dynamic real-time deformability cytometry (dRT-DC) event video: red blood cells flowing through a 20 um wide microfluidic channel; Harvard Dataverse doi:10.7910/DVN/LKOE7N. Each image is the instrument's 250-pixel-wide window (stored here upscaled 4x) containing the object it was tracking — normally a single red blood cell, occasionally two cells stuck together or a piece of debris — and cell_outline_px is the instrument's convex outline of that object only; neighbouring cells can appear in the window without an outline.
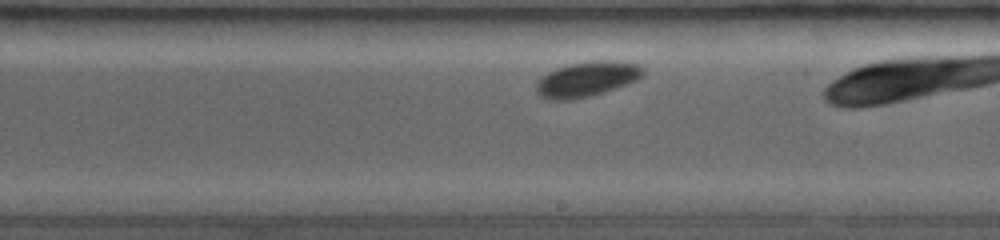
{"species": "common noctule bat (a hibernating species)", "species_latin": "Nyctalus noctula", "temperature_condition": "room temperature", "stored_images_in_passage": 25, "camera_frame_rate_fps": 3500, "um_per_image_px": 0.085, "animal": {"sex": "female", "body_mass_g": 19.0, "forearm_length_mm": 53.3}, "frame": {"image": 1, "passage_image": 14, "time_ms": 2.571, "image_size_px": [1000, 240], "cell_outline_px": [[644, 76], [636, 80], [588, 96], [564, 100], [556, 100], [540, 96], [536, 92], [536, 84], [548, 72], [556, 68], [568, 64], [588, 60], [620, 60], [640, 64], [644, 68]], "centroid_in_image_um": [49.92, 6.67], "position_along_channel_um": 239.1, "area_um2": 21.62}}
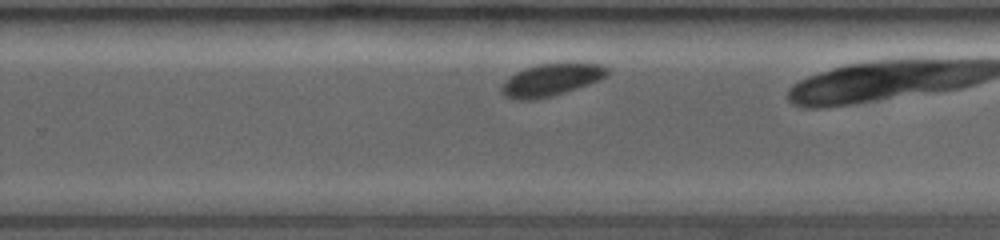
{"frame": {"image": 2, "passage_image": 17, "time_ms": 3.714, "image_size_px": [1000, 240], "cell_outline_px": [[608, 72], [604, 76], [588, 84], [564, 92], [548, 96], [528, 100], [524, 100], [508, 96], [500, 92], [500, 88], [516, 72], [524, 68], [540, 64], [604, 64], [608, 68]], "centroid_in_image_um": [46.84, 6.78], "position_along_channel_um": 283.0, "area_um2": 18.9}}